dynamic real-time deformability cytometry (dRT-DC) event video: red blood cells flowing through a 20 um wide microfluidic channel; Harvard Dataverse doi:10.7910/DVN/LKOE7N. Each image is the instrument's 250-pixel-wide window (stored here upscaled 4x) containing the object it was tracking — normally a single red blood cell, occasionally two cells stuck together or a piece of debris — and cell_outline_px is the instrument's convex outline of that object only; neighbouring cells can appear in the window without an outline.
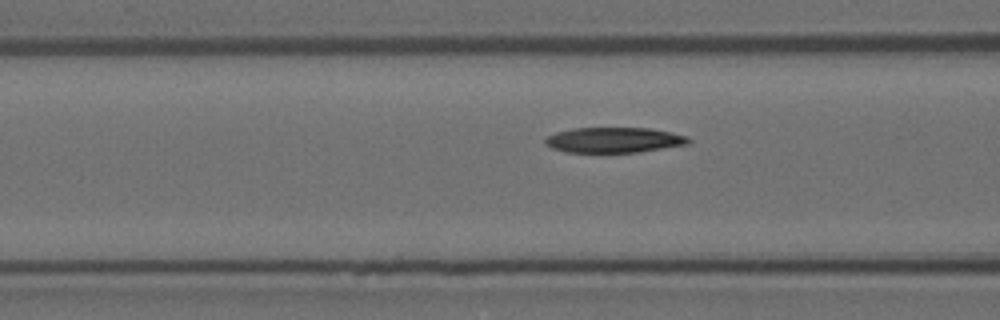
{"species": "Egyptian fruit bat (a non-hibernating species)", "species_latin": "Rousettus aegyptiacus", "temperature_condition": "room temperature", "stored_images_in_passage": 4, "camera_frame_rate_fps": 3000, "um_per_image_px": 0.085, "animal": {"sex": "female"}, "frame": {"image": 1, "passage_image": 3, "time_ms": 0.667, "image_size_px": [1000, 320], "cell_outline_px": [[692, 140], [688, 144], [640, 152], [564, 152], [552, 148], [544, 144], [544, 140], [548, 136], [556, 132], [572, 128], [648, 128], [672, 132], [688, 136]], "centroid_in_image_um": [52.19, 11.9], "position_along_channel_um": 114.4, "area_um2": 21.27}}